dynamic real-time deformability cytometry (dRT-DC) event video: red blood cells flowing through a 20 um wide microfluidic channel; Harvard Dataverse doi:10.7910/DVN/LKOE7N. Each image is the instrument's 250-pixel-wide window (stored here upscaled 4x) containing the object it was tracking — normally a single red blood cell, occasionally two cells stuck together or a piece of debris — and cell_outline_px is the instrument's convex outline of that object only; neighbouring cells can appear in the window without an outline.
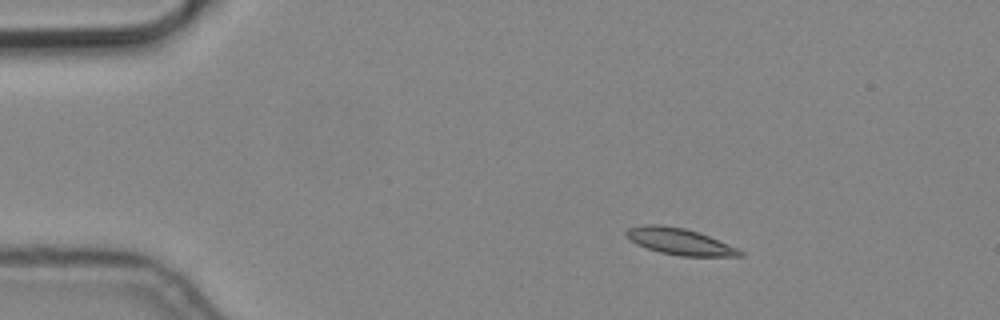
{"species": "common noctule bat (a hibernating species)", "species_latin": "Nyctalus noctula", "temperature_condition": "cold", "stored_images_in_passage": 5, "camera_frame_rate_fps": 3000, "um_per_image_px": 0.085, "animal": {"sex": "male", "body_mass_g": 19.2, "forearm_length_mm": 51.8}, "frame": {"image": 1, "passage_image": 3, "time_ms": 0.667, "image_size_px": [1000, 320], "cell_outline_px": [[744, 256], [680, 256], [660, 252], [636, 244], [628, 240], [624, 232], [628, 228], [644, 224], [664, 224], [684, 228], [700, 232], [736, 248], [744, 252]], "centroid_in_image_um": [57.72, 20.51], "position_along_channel_um": 27.3, "area_um2": 17.63}}